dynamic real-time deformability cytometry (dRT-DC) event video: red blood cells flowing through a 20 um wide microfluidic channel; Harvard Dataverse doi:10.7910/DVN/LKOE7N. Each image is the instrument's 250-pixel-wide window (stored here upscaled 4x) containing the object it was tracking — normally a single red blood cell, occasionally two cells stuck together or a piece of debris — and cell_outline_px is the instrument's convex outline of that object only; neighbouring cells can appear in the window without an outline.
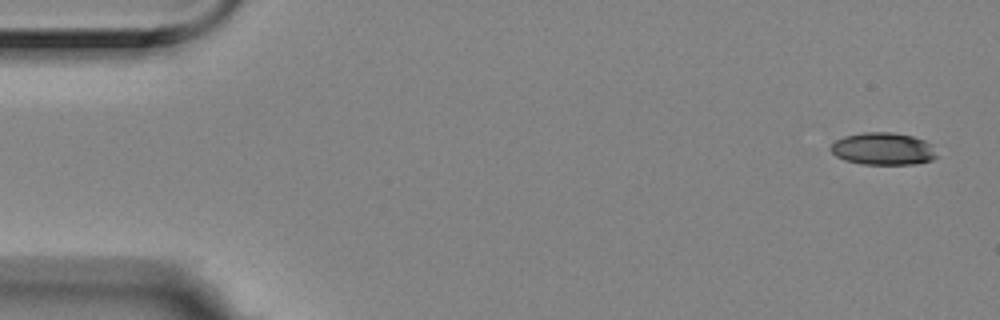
{"species": "Egyptian fruit bat (a non-hibernating species)", "species_latin": "Rousettus aegyptiacus", "temperature_condition": "room temperature", "stored_images_in_passage": 6, "camera_frame_rate_fps": 3000, "um_per_image_px": 0.085, "animal": {"sex": "female"}, "frame": {"image": 1, "passage_image": 1, "time_ms": 0.0, "image_size_px": [1000, 320], "cell_outline_px": [[940, 156], [932, 160], [916, 164], [860, 164], [844, 160], [836, 156], [828, 148], [836, 140], [844, 136], [864, 132], [892, 132], [912, 136], [924, 140], [932, 144]], "centroid_in_image_um": [75.09, 12.65], "position_along_channel_um": 9.9, "area_um2": 20.29}}
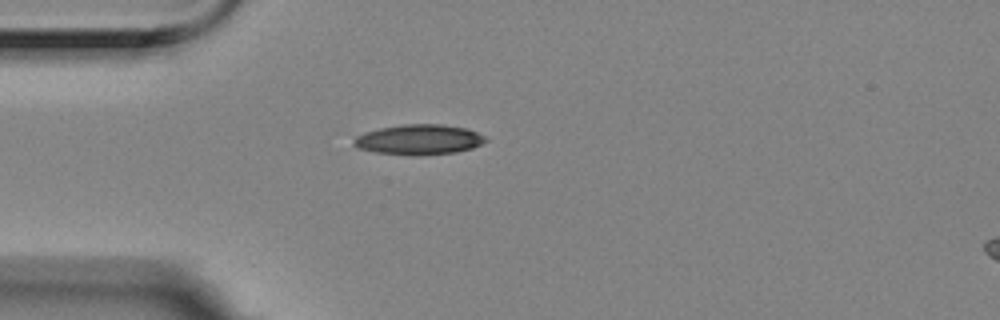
{"frame": {"image": 2, "passage_image": 5, "time_ms": 1.333, "image_size_px": [1000, 320], "cell_outline_px": [[488, 140], [472, 148], [456, 152], [420, 156], [412, 156], [376, 152], [356, 148], [352, 144], [352, 140], [356, 136], [364, 132], [380, 128], [404, 124], [440, 124], [468, 128], [484, 136]], "centroid_in_image_um": [35.58, 11.87], "position_along_channel_um": 49.4, "area_um2": 23.41}}